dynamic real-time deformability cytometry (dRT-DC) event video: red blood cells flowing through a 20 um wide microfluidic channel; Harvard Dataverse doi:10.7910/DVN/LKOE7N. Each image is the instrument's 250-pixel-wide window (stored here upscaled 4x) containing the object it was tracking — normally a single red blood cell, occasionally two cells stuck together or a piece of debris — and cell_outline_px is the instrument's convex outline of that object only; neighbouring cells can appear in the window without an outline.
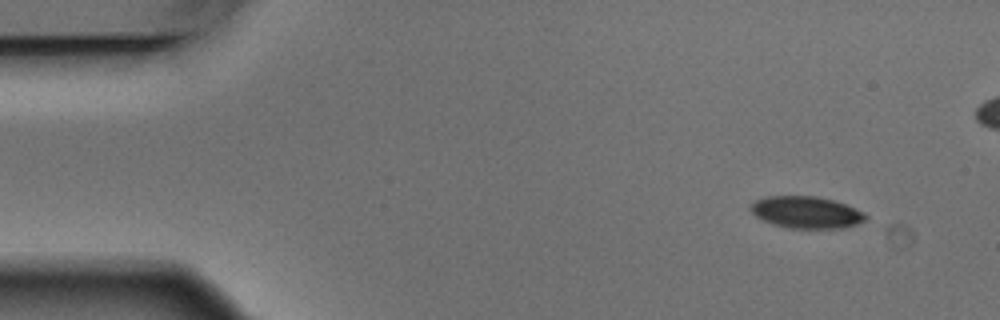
{"species": "Egyptian fruit bat (a non-hibernating species)", "species_latin": "Rousettus aegyptiacus", "temperature_condition": "warm", "stored_images_in_passage": 5, "camera_frame_rate_fps": 3000, "um_per_image_px": 0.085, "animal": {"sex": "male"}, "frame": {"image": 1, "passage_image": 1, "time_ms": 0.0, "image_size_px": [1000, 320], "cell_outline_px": [[868, 216], [864, 220], [856, 224], [844, 228], [788, 228], [772, 224], [756, 216], [748, 208], [748, 204], [756, 200], [768, 196], [816, 196], [832, 200], [844, 204], [864, 212]], "centroid_in_image_um": [68.5, 18.04], "position_along_channel_um": 16.5, "area_um2": 21.33}}